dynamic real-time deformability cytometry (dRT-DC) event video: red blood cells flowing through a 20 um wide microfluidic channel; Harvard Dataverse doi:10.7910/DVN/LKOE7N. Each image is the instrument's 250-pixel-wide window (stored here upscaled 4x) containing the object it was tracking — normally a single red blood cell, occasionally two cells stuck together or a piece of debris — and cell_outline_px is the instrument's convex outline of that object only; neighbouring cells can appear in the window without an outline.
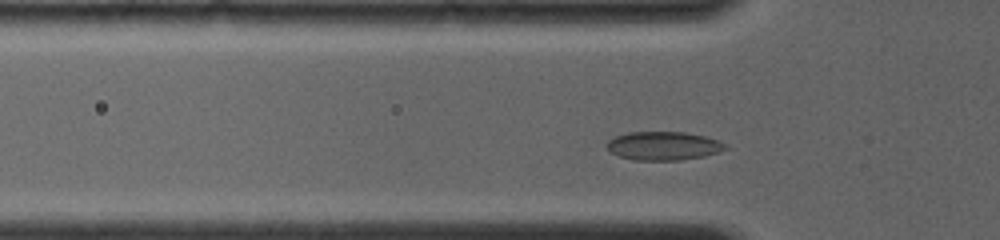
{"species": "common noctule bat (a hibernating species)", "species_latin": "Nyctalus noctula", "temperature_condition": "room temperature", "stored_images_in_passage": 32, "camera_frame_rate_fps": 4000, "um_per_image_px": 0.085, "animal": {"sex": "female", "body_mass_g": 19.0, "forearm_length_mm": 56.7}, "frame": {"image": 1, "passage_image": 3, "time_ms": 0.75, "image_size_px": [1000, 240], "cell_outline_px": [[728, 148], [720, 152], [704, 156], [680, 160], [632, 160], [620, 156], [612, 152], [608, 148], [608, 140], [616, 136], [628, 132], [684, 132], [704, 136], [716, 140], [724, 144]], "centroid_in_image_um": [56.4, 12.4], "position_along_channel_um": 69.4, "area_um2": 19.54}}
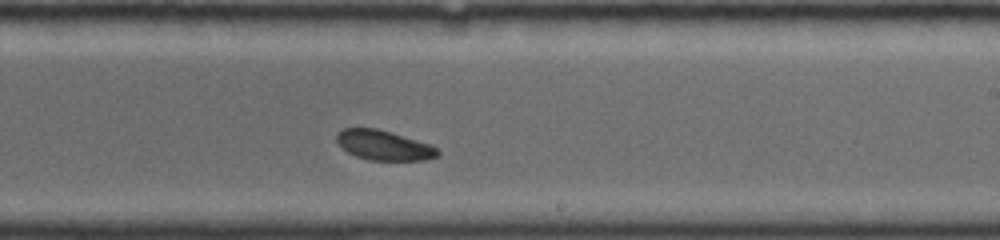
{"frame": {"image": 2, "passage_image": 20, "time_ms": 5.5, "image_size_px": [1000, 240], "cell_outline_px": [[440, 156], [424, 160], [368, 160], [356, 156], [348, 152], [336, 140], [336, 132], [344, 128], [376, 128], [432, 144], [440, 152]], "centroid_in_image_um": [32.65, 12.35], "position_along_channel_um": 256.4, "area_um2": 17.57}}
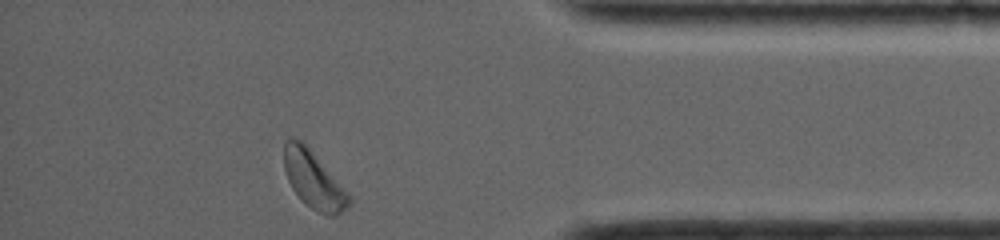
{"frame": {"image": 3, "passage_image": 32, "time_ms": 9.75, "image_size_px": [1000, 240], "cell_outline_px": [[352, 204], [340, 212], [332, 216], [328, 216], [316, 212], [292, 188], [288, 180], [284, 168], [284, 140], [300, 140], [312, 152], [352, 196]], "centroid_in_image_um": [26.69, 15.32], "position_along_channel_um": 408.5, "area_um2": 21.1}}